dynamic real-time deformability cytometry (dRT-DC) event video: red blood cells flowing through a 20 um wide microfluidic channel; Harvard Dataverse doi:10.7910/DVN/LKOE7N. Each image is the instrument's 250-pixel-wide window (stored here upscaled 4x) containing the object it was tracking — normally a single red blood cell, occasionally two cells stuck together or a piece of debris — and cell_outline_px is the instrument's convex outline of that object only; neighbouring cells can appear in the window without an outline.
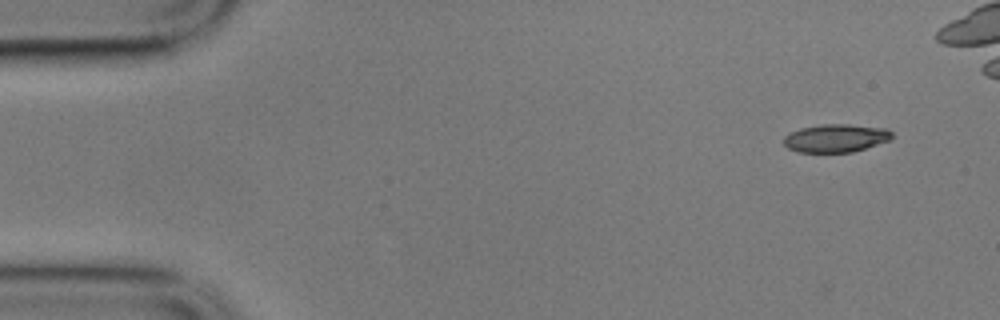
{"species": "common noctule bat (a hibernating species)", "species_latin": "Nyctalus noctula", "temperature_condition": "cold", "stored_images_in_passage": 7, "camera_frame_rate_fps": 3000, "um_per_image_px": 0.085, "animal": {"sex": "male", "body_mass_g": 17.9}, "frame": {"image": 1, "passage_image": 1, "time_ms": 0.0, "image_size_px": [1000, 320], "cell_outline_px": [[892, 140], [852, 152], [800, 152], [788, 148], [784, 144], [784, 136], [788, 132], [800, 128], [824, 124], [848, 124], [888, 128], [892, 132]], "centroid_in_image_um": [71.06, 11.73], "position_along_channel_um": 13.9, "area_um2": 17.86}}
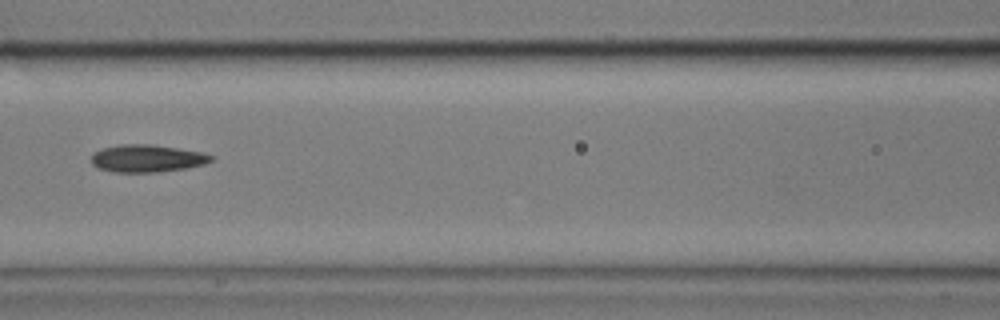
{"frame": {"image": 2, "passage_image": 7, "time_ms": 2.0, "image_size_px": [1000, 320], "cell_outline_px": [[216, 156], [212, 160], [204, 164], [188, 168], [160, 172], [112, 172], [96, 168], [92, 164], [92, 156], [96, 152], [104, 148], [120, 144], [152, 144], [204, 152]], "centroid_in_image_um": [12.54, 13.47], "position_along_channel_um": 154.1, "area_um2": 19.36}}